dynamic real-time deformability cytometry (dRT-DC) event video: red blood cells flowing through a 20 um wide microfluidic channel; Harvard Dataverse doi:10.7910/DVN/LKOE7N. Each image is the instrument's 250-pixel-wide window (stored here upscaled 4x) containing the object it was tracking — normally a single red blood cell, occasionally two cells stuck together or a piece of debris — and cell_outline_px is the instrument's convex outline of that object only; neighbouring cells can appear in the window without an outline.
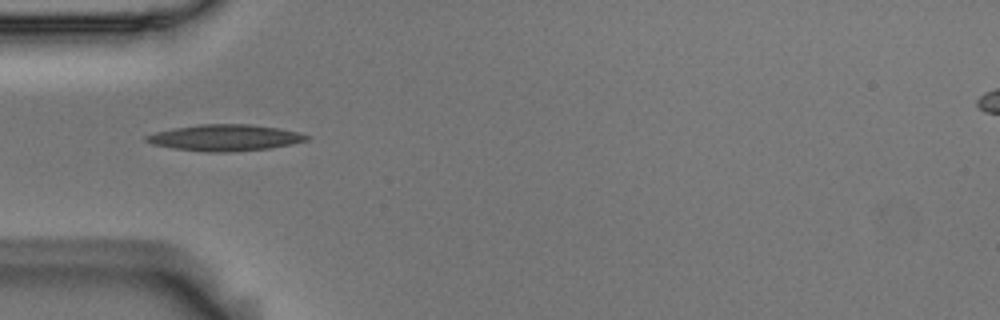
{"species": "Egyptian fruit bat (a non-hibernating species)", "species_latin": "Rousettus aegyptiacus", "temperature_condition": "room temperature", "stored_images_in_passage": 12, "camera_frame_rate_fps": 3000, "um_per_image_px": 0.085, "animal": {"sex": "male"}, "frame": {"image": 1, "passage_image": 3, "time_ms": 0.667, "image_size_px": [1000, 320], "cell_outline_px": [[308, 140], [292, 144], [272, 148], [228, 152], [208, 152], [172, 148], [152, 144], [144, 140], [144, 136], [156, 132], [176, 128], [200, 124], [248, 124], [280, 128], [300, 132], [308, 136]], "centroid_in_image_um": [19.14, 11.71], "position_along_channel_um": 65.9, "area_um2": 24.57}}
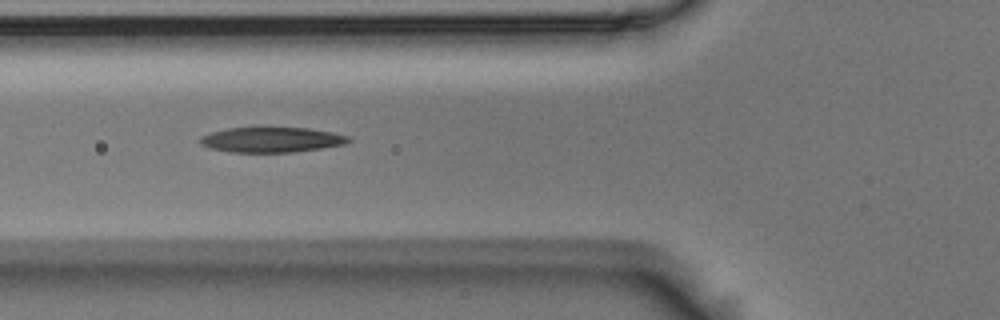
{"frame": {"image": 2, "passage_image": 6, "time_ms": 1.667, "image_size_px": [1000, 320], "cell_outline_px": [[352, 140], [344, 144], [320, 148], [292, 152], [232, 152], [208, 148], [200, 144], [200, 136], [212, 132], [228, 128], [252, 124], [256, 124], [308, 128], [332, 132], [352, 136]], "centroid_in_image_um": [23.05, 11.82], "position_along_channel_um": 102.7, "area_um2": 22.89}}
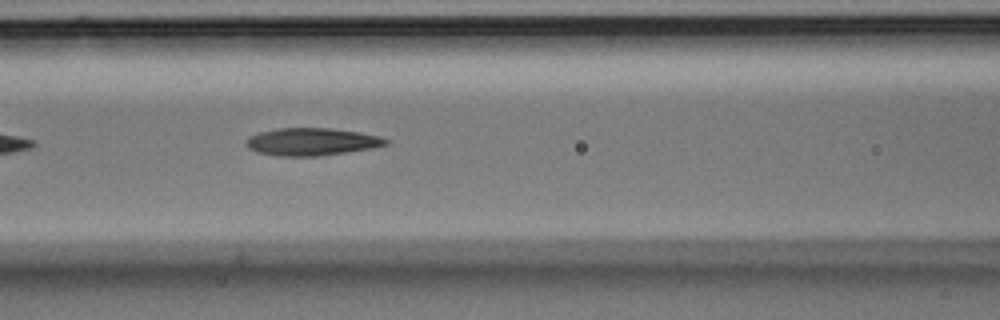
{"frame": {"image": 3, "passage_image": 9, "time_ms": 2.667, "image_size_px": [1000, 320], "cell_outline_px": [[388, 144], [376, 148], [316, 156], [280, 156], [256, 152], [248, 148], [244, 144], [244, 140], [248, 136], [260, 132], [280, 128], [328, 128], [360, 132], [380, 136], [388, 140]], "centroid_in_image_um": [26.48, 12.05], "position_along_channel_um": 140.1, "area_um2": 22.54}}